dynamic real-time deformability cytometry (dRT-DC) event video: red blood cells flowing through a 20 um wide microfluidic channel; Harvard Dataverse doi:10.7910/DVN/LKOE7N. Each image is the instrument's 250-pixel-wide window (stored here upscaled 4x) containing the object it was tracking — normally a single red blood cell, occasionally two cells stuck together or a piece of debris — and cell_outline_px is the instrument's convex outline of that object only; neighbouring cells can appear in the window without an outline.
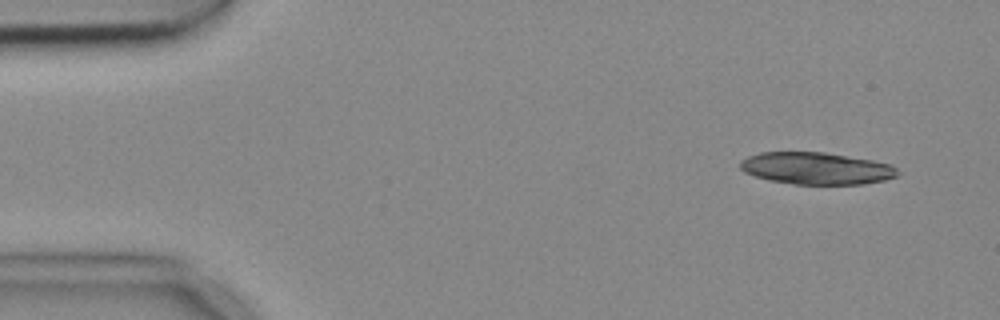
{"species": "common noctule bat (a hibernating species)", "species_latin": "Nyctalus noctula", "temperature_condition": "cold", "stored_images_in_passage": 6, "camera_frame_rate_fps": 3000, "um_per_image_px": 0.085, "animal": {"sex": "female", "body_mass_g": 18.4}, "frame": {"image": 1, "passage_image": 1, "time_ms": 0.0, "image_size_px": [1000, 320], "cell_outline_px": [[900, 172], [896, 176], [884, 180], [864, 184], [792, 184], [768, 180], [744, 172], [740, 168], [740, 160], [748, 156], [760, 152], [824, 152], [872, 160], [892, 164]], "centroid_in_image_um": [69.38, 14.31], "position_along_channel_um": 15.6, "area_um2": 29.48}}
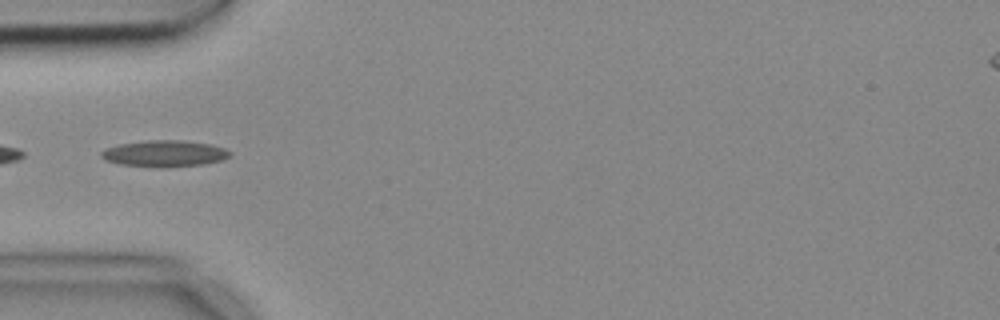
{"frame": {"image": 2, "passage_image": 4, "time_ms": 1.0, "image_size_px": [1000, 320], "cell_outline_px": [[232, 156], [220, 160], [204, 164], [164, 168], [120, 164], [108, 160], [100, 156], [100, 152], [104, 148], [120, 144], [148, 140], [180, 140], [212, 144], [224, 148], [232, 152]], "centroid_in_image_um": [14.01, 13.05], "position_along_channel_um": 71.0, "area_um2": 19.88}}
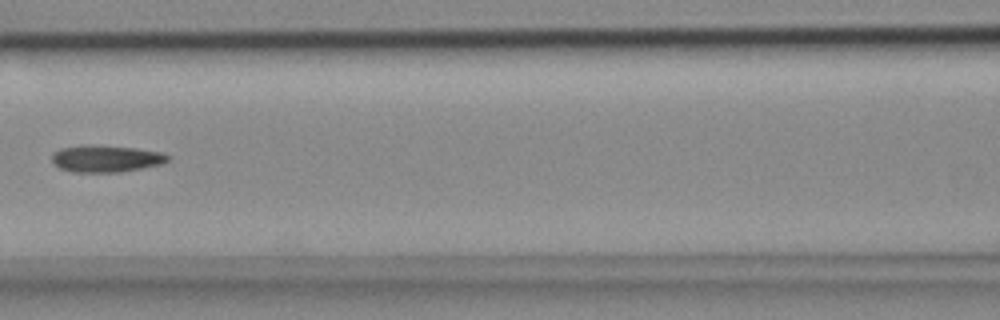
{"frame": {"image": 3, "passage_image": 6, "time_ms": 1.667, "image_size_px": [1000, 320], "cell_outline_px": [[172, 156], [164, 164], [120, 172], [72, 172], [60, 168], [52, 160], [52, 156], [60, 148], [84, 144], [92, 144], [136, 148], [164, 152]], "centroid_in_image_um": [9.07, 13.47], "position_along_channel_um": 157.5, "area_um2": 18.44}}